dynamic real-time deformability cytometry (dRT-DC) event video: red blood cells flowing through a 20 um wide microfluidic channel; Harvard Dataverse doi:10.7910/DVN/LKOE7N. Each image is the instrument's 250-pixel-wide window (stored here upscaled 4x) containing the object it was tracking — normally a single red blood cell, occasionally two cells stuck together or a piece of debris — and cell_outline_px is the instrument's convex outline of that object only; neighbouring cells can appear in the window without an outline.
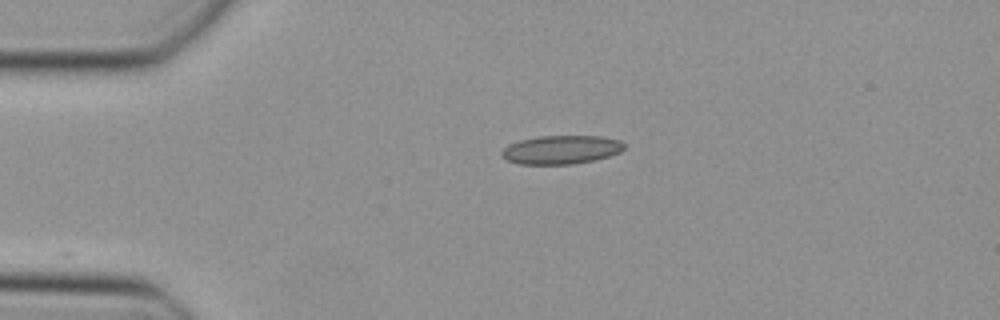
{"species": "Egyptian fruit bat (a non-hibernating species)", "species_latin": "Rousettus aegyptiacus", "temperature_condition": "cold", "stored_images_in_passage": 23, "camera_frame_rate_fps": 3000, "um_per_image_px": 0.085, "animal": {"sex": "female"}, "frame": {"image": 1, "passage_image": 1, "time_ms": 0.0, "image_size_px": [1000, 320], "cell_outline_px": [[624, 148], [620, 152], [596, 160], [572, 164], [520, 164], [508, 160], [500, 152], [508, 144], [520, 140], [536, 136], [604, 136], [620, 140], [624, 144]], "centroid_in_image_um": [47.72, 12.71], "position_along_channel_um": 37.3, "area_um2": 20.46}}
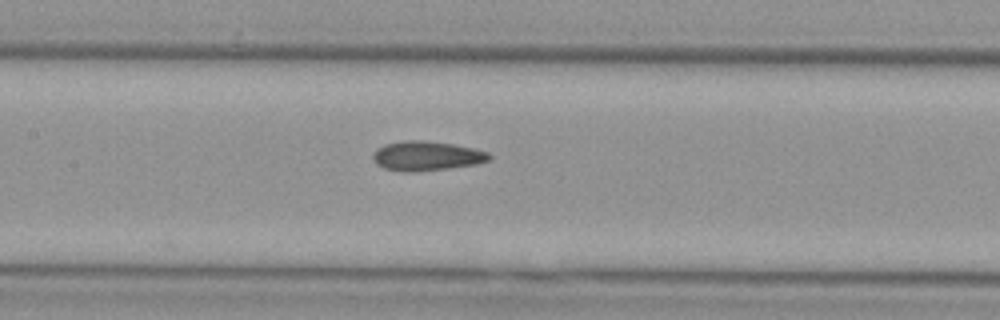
{"frame": {"image": 2, "passage_image": 13, "time_ms": 4.0, "image_size_px": [1000, 320], "cell_outline_px": [[492, 156], [488, 160], [476, 164], [416, 172], [404, 172], [384, 168], [376, 164], [372, 156], [372, 152], [376, 148], [384, 144], [404, 140], [424, 140], [452, 144], [472, 148], [488, 152]], "centroid_in_image_um": [36.2, 13.25], "position_along_channel_um": 171.2, "area_um2": 20.0}}
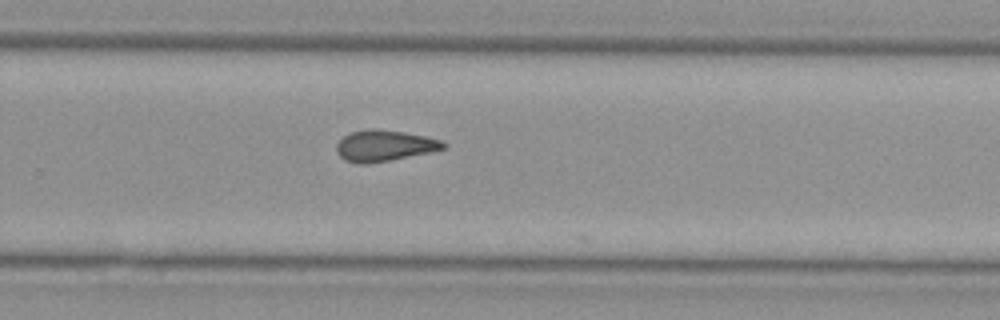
{"frame": {"image": 3, "passage_image": 22, "time_ms": 7.0, "image_size_px": [1000, 320], "cell_outline_px": [[448, 144], [444, 148], [432, 152], [368, 164], [356, 164], [344, 160], [336, 152], [336, 144], [344, 136], [352, 132], [368, 128], [372, 128], [404, 132], [444, 140]], "centroid_in_image_um": [32.67, 12.39], "position_along_channel_um": 297.1, "area_um2": 19.54}}